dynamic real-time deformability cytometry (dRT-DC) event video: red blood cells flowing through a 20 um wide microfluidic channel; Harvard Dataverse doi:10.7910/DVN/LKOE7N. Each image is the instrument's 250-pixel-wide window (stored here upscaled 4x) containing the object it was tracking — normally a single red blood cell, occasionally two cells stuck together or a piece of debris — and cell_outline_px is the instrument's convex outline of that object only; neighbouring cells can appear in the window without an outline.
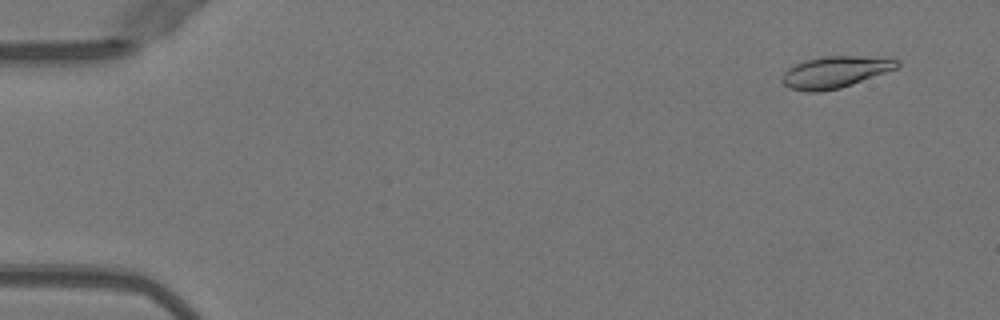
{"species": "Egyptian fruit bat (a non-hibernating species)", "species_latin": "Rousettus aegyptiacus", "temperature_condition": "warm", "stored_images_in_passage": 51, "camera_frame_rate_fps": 3000, "um_per_image_px": 0.085, "animal": {"sex": "female"}, "frame": {"image": 1, "passage_image": 4, "time_ms": 1.0, "image_size_px": [1000, 320], "cell_outline_px": [[900, 64], [896, 68], [852, 84], [840, 88], [820, 92], [808, 92], [788, 88], [784, 84], [784, 72], [788, 68], [804, 60], [824, 56], [860, 56], [900, 60]], "centroid_in_image_um": [70.96, 6.13], "position_along_channel_um": 14.0, "area_um2": 20.87}}
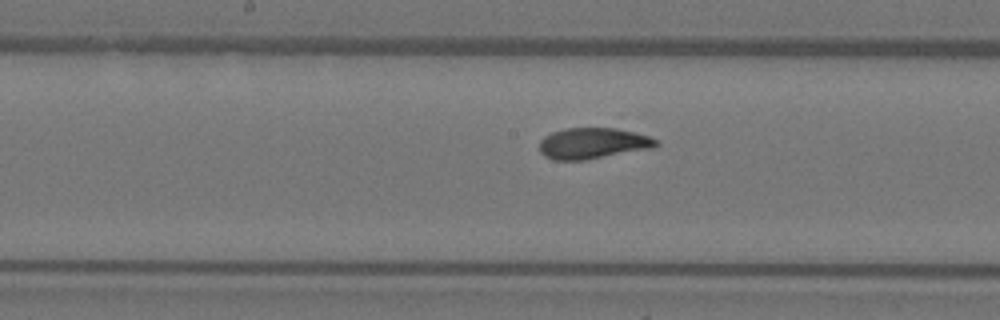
{"frame": {"image": 2, "passage_image": 27, "time_ms": 8.667, "image_size_px": [1000, 320], "cell_outline_px": [[660, 144], [652, 148], [584, 160], [556, 160], [544, 156], [540, 152], [540, 140], [544, 136], [552, 132], [568, 128], [616, 128], [648, 136], [660, 140]], "centroid_in_image_um": [50.39, 12.18], "position_along_channel_um": 197.8, "area_um2": 20.98}}
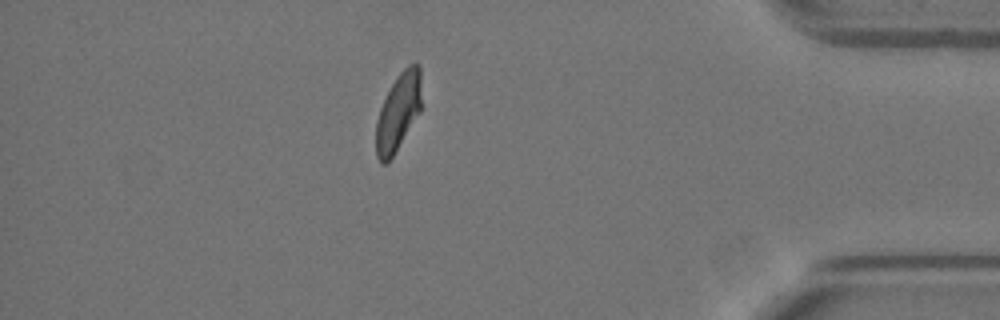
{"frame": {"image": 3, "passage_image": 45, "time_ms": 14.667, "image_size_px": [1000, 320], "cell_outline_px": [[420, 112], [392, 156], [384, 164], [380, 164], [376, 156], [376, 120], [380, 108], [396, 76], [408, 64], [416, 60], [420, 64]], "centroid_in_image_um": [33.84, 9.48], "position_along_channel_um": 401.4, "area_um2": 20.35}, "authors_computed_cell_mechanics": {"area_um2": 20.9236, "velocity_mm_per_s": 4.0141, "shape_relaxation_time_tau1_ms": 4.7111, "shape_relaxation_time_tau2_ms": 0.7667, "deformation_change_tau1": 0.1818, "deformation_change_tau2": 0.042}}